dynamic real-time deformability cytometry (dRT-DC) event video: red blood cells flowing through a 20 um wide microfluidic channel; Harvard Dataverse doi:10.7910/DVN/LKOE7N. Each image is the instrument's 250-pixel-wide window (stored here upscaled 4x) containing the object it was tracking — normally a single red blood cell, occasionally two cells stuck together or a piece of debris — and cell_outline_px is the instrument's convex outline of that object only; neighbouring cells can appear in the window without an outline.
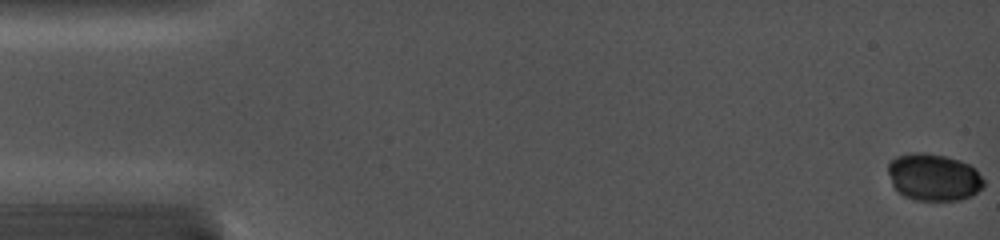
{"species": "common noctule bat (a hibernating species)", "species_latin": "Nyctalus noctula", "temperature_condition": "cold", "stored_images_in_passage": 68, "camera_frame_rate_fps": 5000, "um_per_image_px": 0.085, "animal": {"sex": "female", "body_mass_g": 19.0, "forearm_length_mm": 56.7}, "frame": {"image": 1, "passage_image": 1, "time_ms": 0.0, "image_size_px": [1000, 240], "cell_outline_px": [[984, 188], [972, 196], [960, 200], [916, 200], [904, 196], [896, 192], [892, 184], [888, 172], [888, 164], [896, 156], [912, 152], [924, 152], [944, 156], [960, 160], [976, 168], [984, 180]], "centroid_in_image_um": [79.37, 15.07], "position_along_channel_um": 5.6, "area_um2": 26.59}}
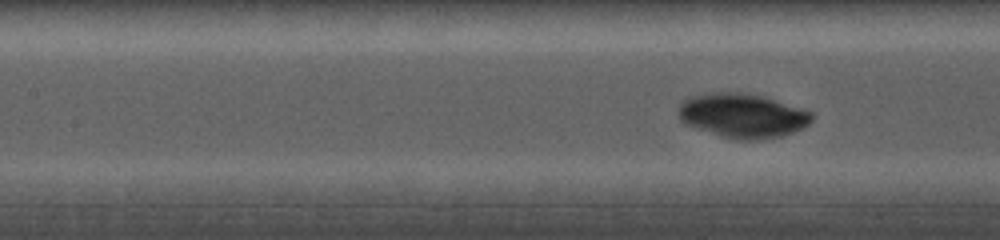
{"frame": {"image": 2, "passage_image": 36, "time_ms": 7.2, "image_size_px": [1000, 240], "cell_outline_px": [[812, 120], [804, 128], [780, 136], [760, 140], [740, 140], [720, 136], [696, 128], [680, 120], [680, 104], [688, 96], [704, 92], [736, 92], [760, 96], [812, 112]], "centroid_in_image_um": [63.09, 9.83], "position_along_channel_um": 144.3, "area_um2": 34.1}}
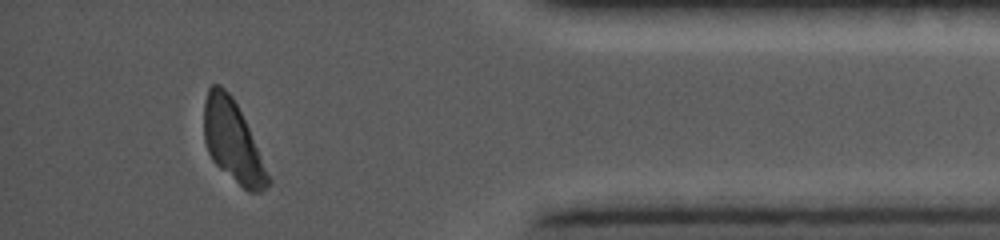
{"frame": {"image": 3, "passage_image": 68, "time_ms": 14.6, "image_size_px": [1000, 240], "cell_outline_px": [[272, 180], [260, 192], [248, 192], [220, 168], [212, 160], [208, 152], [204, 140], [204, 100], [208, 88], [212, 84], [220, 84], [232, 96], [248, 128]], "centroid_in_image_um": [19.75, 12.01], "position_along_channel_um": 415.4, "area_um2": 29.88}}